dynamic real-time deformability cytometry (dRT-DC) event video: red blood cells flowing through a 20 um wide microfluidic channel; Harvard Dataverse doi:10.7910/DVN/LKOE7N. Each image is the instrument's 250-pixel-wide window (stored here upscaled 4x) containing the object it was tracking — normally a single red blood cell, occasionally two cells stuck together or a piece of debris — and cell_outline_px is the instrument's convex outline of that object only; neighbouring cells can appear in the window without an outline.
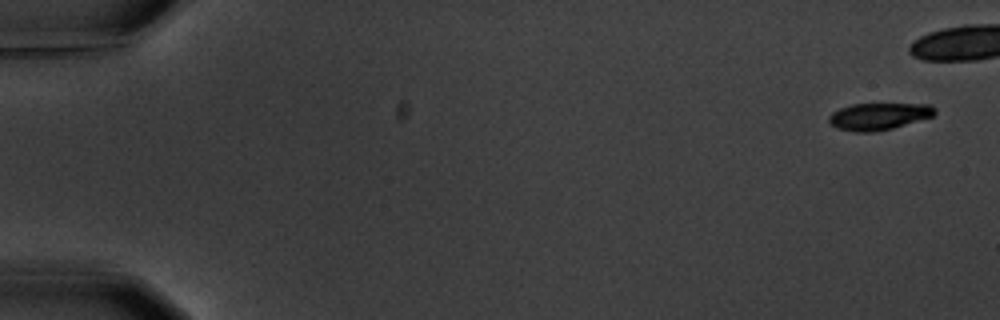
{"species": "common noctule bat (a hibernating species)", "species_latin": "Nyctalus noctula", "temperature_condition": "warm", "stored_images_in_passage": 7, "camera_frame_rate_fps": 3000, "um_per_image_px": 0.085, "animal": {"sex": "male", "body_mass_g": 20.1, "forearm_length_mm": 53.5}, "frame": {"image": 1, "passage_image": 1, "time_ms": 0.0, "image_size_px": [1000, 320], "cell_outline_px": [[936, 112], [932, 116], [892, 128], [872, 132], [856, 132], [836, 128], [828, 120], [828, 116], [832, 112], [840, 108], [852, 104], [928, 104], [936, 108]], "centroid_in_image_um": [74.66, 9.88], "position_along_channel_um": 10.3, "area_um2": 16.47}}